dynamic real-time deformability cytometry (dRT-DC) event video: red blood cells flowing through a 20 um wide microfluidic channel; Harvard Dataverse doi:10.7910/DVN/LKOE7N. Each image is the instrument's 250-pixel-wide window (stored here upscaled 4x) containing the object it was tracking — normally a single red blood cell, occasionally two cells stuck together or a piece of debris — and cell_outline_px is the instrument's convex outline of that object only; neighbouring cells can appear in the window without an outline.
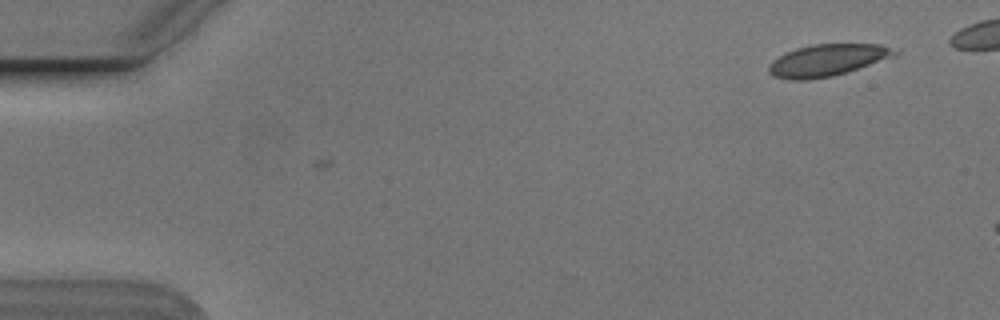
{"species": "Egyptian fruit bat (a non-hibernating species)", "species_latin": "Rousettus aegyptiacus", "temperature_condition": "cold", "stored_images_in_passage": 2, "camera_frame_rate_fps": 3000, "um_per_image_px": 0.085, "animal": {"sex": "male"}, "frame": {"image": 1, "passage_image": 2, "time_ms": 0.333, "image_size_px": [1000, 320], "cell_outline_px": [[900, 52], [892, 56], [848, 72], [832, 76], [808, 80], [792, 80], [772, 76], [768, 72], [768, 64], [772, 60], [796, 48], [812, 44], [880, 44], [900, 48]], "centroid_in_image_um": [70.33, 5.11], "position_along_channel_um": 14.7, "area_um2": 23.47}}